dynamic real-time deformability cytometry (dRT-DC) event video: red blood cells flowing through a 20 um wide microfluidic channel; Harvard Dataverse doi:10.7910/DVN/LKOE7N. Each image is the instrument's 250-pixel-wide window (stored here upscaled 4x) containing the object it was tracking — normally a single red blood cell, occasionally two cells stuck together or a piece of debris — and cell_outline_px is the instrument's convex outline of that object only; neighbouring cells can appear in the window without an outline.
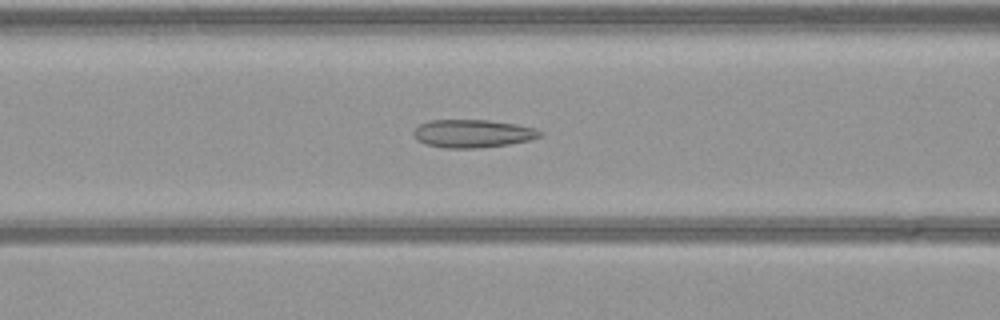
{"species": "common noctule bat (a hibernating species)", "species_latin": "Nyctalus noctula", "temperature_condition": "warm", "stored_images_in_passage": 50, "camera_frame_rate_fps": 3000, "um_per_image_px": 0.085, "animal": {"sex": "female", "body_mass_g": 21.9}, "frame": {"image": 1, "passage_image": 18, "time_ms": 5.667, "image_size_px": [1000, 320], "cell_outline_px": [[544, 132], [540, 136], [528, 140], [508, 144], [476, 148], [444, 148], [424, 144], [416, 140], [412, 132], [420, 124], [432, 120], [488, 120], [516, 124], [536, 128]], "centroid_in_image_um": [40.16, 11.35], "position_along_channel_um": 126.4, "area_um2": 20.63}}
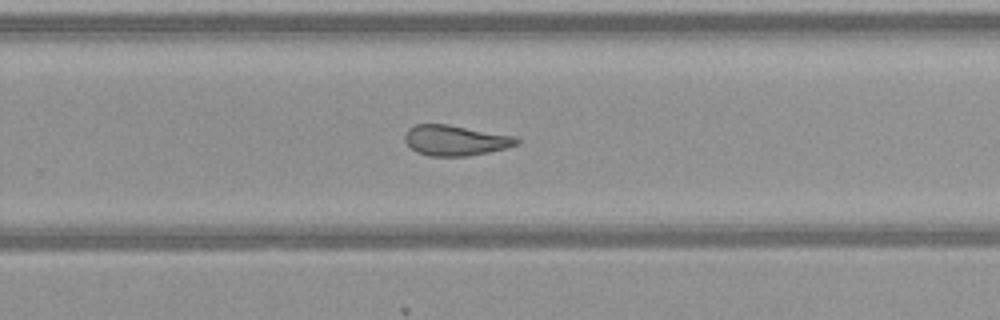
{"frame": {"image": 2, "passage_image": 31, "time_ms": 10.0, "image_size_px": [1000, 320], "cell_outline_px": [[520, 144], [488, 152], [468, 156], [428, 156], [416, 152], [404, 140], [404, 136], [408, 128], [416, 124], [448, 124], [516, 136], [520, 140]], "centroid_in_image_um": [38.71, 11.93], "position_along_channel_um": 291.1, "area_um2": 19.94}}
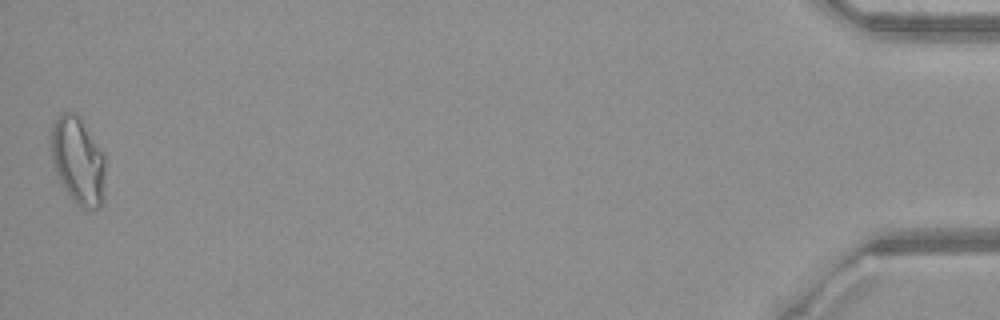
{"frame": {"image": 3, "passage_image": 50, "time_ms": 16.333, "image_size_px": [1000, 320], "cell_outline_px": [[104, 200], [100, 208], [80, 208], [68, 196], [56, 172], [48, 148], [48, 136], [52, 124], [56, 116], [60, 112], [72, 112], [80, 120], [104, 152]], "centroid_in_image_um": [6.58, 13.66], "position_along_channel_um": 428.6, "area_um2": 28.15}}